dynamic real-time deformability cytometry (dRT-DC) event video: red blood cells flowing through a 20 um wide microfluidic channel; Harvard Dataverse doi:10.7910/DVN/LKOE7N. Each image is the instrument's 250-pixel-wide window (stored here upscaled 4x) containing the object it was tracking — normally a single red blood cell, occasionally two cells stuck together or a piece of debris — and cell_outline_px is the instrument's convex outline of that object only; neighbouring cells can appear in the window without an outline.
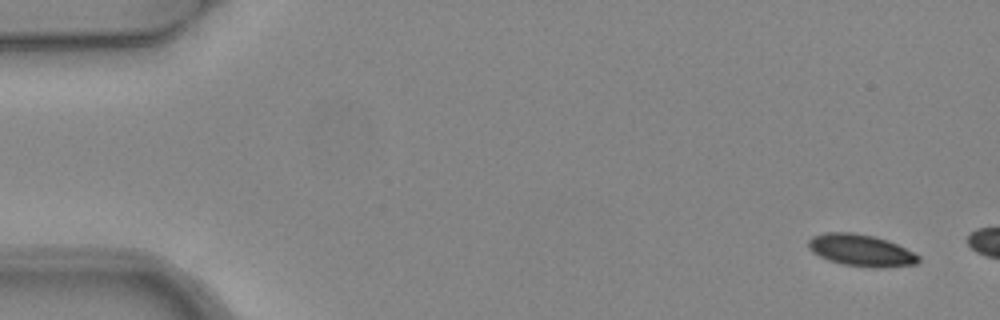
{"species": "common noctule bat (a hibernating species)", "species_latin": "Nyctalus noctula", "temperature_condition": "warm", "stored_images_in_passage": 5, "camera_frame_rate_fps": 3000, "um_per_image_px": 0.085, "animal": {"sex": "female", "body_mass_g": 24.6, "forearm_length_mm": 56.2}, "frame": {"image": 1, "passage_image": 1, "time_ms": 0.0, "image_size_px": [1000, 320], "cell_outline_px": [[920, 260], [916, 264], [880, 268], [872, 268], [844, 264], [828, 260], [812, 252], [808, 248], [808, 240], [812, 236], [824, 232], [852, 232], [876, 236], [888, 240], [920, 256]], "centroid_in_image_um": [73.16, 21.27], "position_along_channel_um": 11.8, "area_um2": 20.52}}